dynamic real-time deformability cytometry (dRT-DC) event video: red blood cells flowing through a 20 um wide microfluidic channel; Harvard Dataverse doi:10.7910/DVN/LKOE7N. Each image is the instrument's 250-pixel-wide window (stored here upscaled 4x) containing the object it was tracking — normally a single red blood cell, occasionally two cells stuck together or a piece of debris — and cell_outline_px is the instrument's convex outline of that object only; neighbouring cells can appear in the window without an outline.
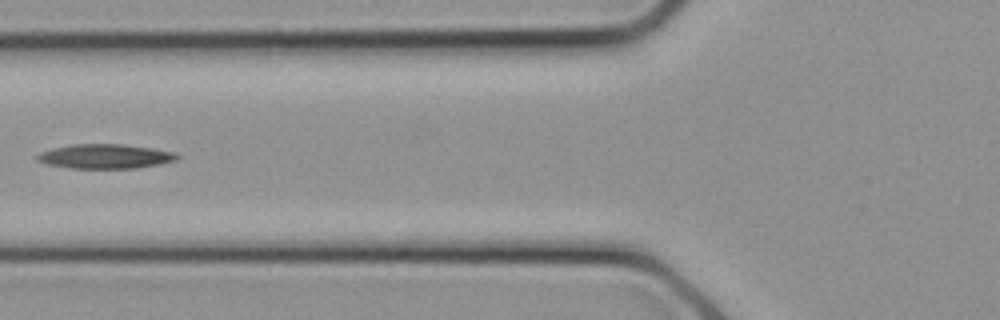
{"species": "common noctule bat (a hibernating species)", "species_latin": "Nyctalus noctula", "temperature_condition": "cold", "stored_images_in_passage": 13, "camera_frame_rate_fps": 3000, "um_per_image_px": 0.085, "animal": {"sex": "female", "body_mass_g": 21.9}, "frame": {"image": 1, "passage_image": 8, "time_ms": 2.333, "image_size_px": [1000, 320], "cell_outline_px": [[180, 156], [176, 160], [160, 164], [136, 168], [68, 168], [48, 164], [36, 160], [36, 156], [40, 152], [52, 148], [72, 144], [120, 144], [152, 148], [176, 152]], "centroid_in_image_um": [8.94, 13.29], "position_along_channel_um": 116.9, "area_um2": 19.94}}
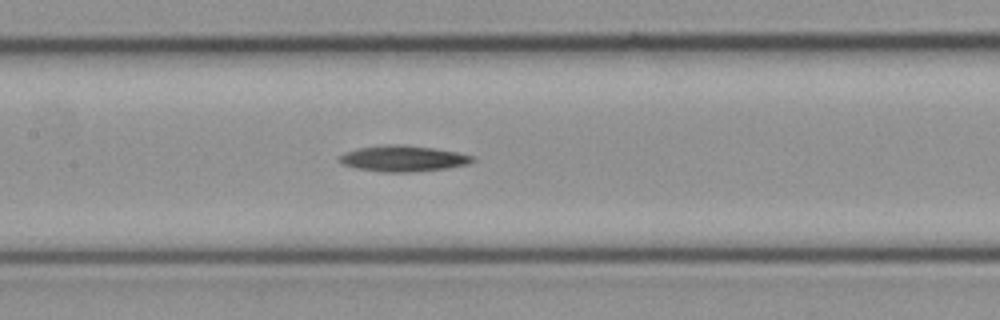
{"frame": {"image": 2, "passage_image": 10, "time_ms": 3.0, "image_size_px": [1000, 320], "cell_outline_px": [[476, 160], [468, 164], [448, 168], [408, 172], [380, 172], [356, 168], [340, 164], [336, 160], [344, 152], [356, 148], [384, 144], [404, 144], [432, 148], [456, 152], [476, 156]], "centroid_in_image_um": [34.22, 13.47], "position_along_channel_um": 173.2, "area_um2": 20.46}}
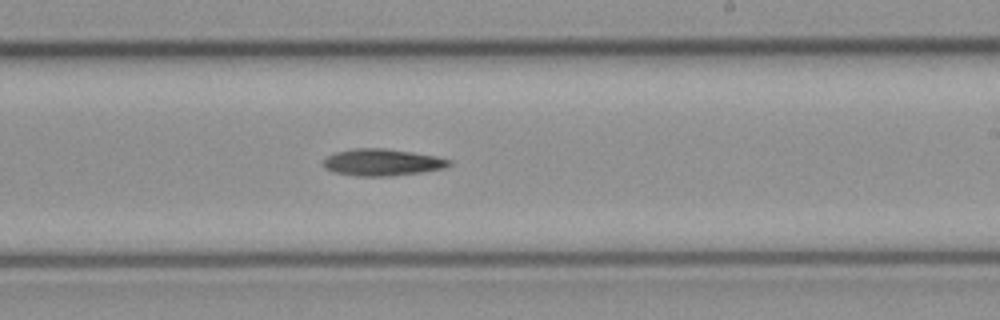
{"frame": {"image": 3, "passage_image": 13, "time_ms": 4.0, "image_size_px": [1000, 320], "cell_outline_px": [[452, 164], [444, 168], [420, 172], [388, 176], [360, 176], [332, 172], [324, 168], [320, 164], [328, 156], [336, 152], [352, 148], [384, 148], [412, 152], [436, 156], [452, 160]], "centroid_in_image_um": [32.46, 13.79], "position_along_channel_um": 256.5, "area_um2": 19.71}}